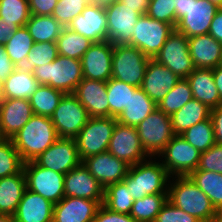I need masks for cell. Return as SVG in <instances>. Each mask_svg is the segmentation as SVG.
I'll return each mask as SVG.
<instances>
[{
  "mask_svg": "<svg viewBox=\"0 0 222 222\" xmlns=\"http://www.w3.org/2000/svg\"><path fill=\"white\" fill-rule=\"evenodd\" d=\"M26 189L24 171L0 178V214L13 216Z\"/></svg>",
  "mask_w": 222,
  "mask_h": 222,
  "instance_id": "28",
  "label": "cell"
},
{
  "mask_svg": "<svg viewBox=\"0 0 222 222\" xmlns=\"http://www.w3.org/2000/svg\"><path fill=\"white\" fill-rule=\"evenodd\" d=\"M154 59L180 78H187L195 68L189 53L188 38L176 30L169 35Z\"/></svg>",
  "mask_w": 222,
  "mask_h": 222,
  "instance_id": "13",
  "label": "cell"
},
{
  "mask_svg": "<svg viewBox=\"0 0 222 222\" xmlns=\"http://www.w3.org/2000/svg\"><path fill=\"white\" fill-rule=\"evenodd\" d=\"M50 118L59 138H75L87 123L89 115L73 94H65Z\"/></svg>",
  "mask_w": 222,
  "mask_h": 222,
  "instance_id": "12",
  "label": "cell"
},
{
  "mask_svg": "<svg viewBox=\"0 0 222 222\" xmlns=\"http://www.w3.org/2000/svg\"><path fill=\"white\" fill-rule=\"evenodd\" d=\"M157 108V104L139 87L131 94L127 108L116 119L120 124L137 127Z\"/></svg>",
  "mask_w": 222,
  "mask_h": 222,
  "instance_id": "29",
  "label": "cell"
},
{
  "mask_svg": "<svg viewBox=\"0 0 222 222\" xmlns=\"http://www.w3.org/2000/svg\"><path fill=\"white\" fill-rule=\"evenodd\" d=\"M92 3L94 0H58L52 16L63 27H67L75 17L84 11L88 4Z\"/></svg>",
  "mask_w": 222,
  "mask_h": 222,
  "instance_id": "45",
  "label": "cell"
},
{
  "mask_svg": "<svg viewBox=\"0 0 222 222\" xmlns=\"http://www.w3.org/2000/svg\"><path fill=\"white\" fill-rule=\"evenodd\" d=\"M104 7L107 16V40L112 45H130L134 26L141 14L126 7L120 0Z\"/></svg>",
  "mask_w": 222,
  "mask_h": 222,
  "instance_id": "14",
  "label": "cell"
},
{
  "mask_svg": "<svg viewBox=\"0 0 222 222\" xmlns=\"http://www.w3.org/2000/svg\"><path fill=\"white\" fill-rule=\"evenodd\" d=\"M101 205L97 200L64 196L53 207V222H93Z\"/></svg>",
  "mask_w": 222,
  "mask_h": 222,
  "instance_id": "24",
  "label": "cell"
},
{
  "mask_svg": "<svg viewBox=\"0 0 222 222\" xmlns=\"http://www.w3.org/2000/svg\"><path fill=\"white\" fill-rule=\"evenodd\" d=\"M180 79L169 68L150 59L140 88L158 105Z\"/></svg>",
  "mask_w": 222,
  "mask_h": 222,
  "instance_id": "21",
  "label": "cell"
},
{
  "mask_svg": "<svg viewBox=\"0 0 222 222\" xmlns=\"http://www.w3.org/2000/svg\"><path fill=\"white\" fill-rule=\"evenodd\" d=\"M150 58L130 45H113L112 78L141 87Z\"/></svg>",
  "mask_w": 222,
  "mask_h": 222,
  "instance_id": "7",
  "label": "cell"
},
{
  "mask_svg": "<svg viewBox=\"0 0 222 222\" xmlns=\"http://www.w3.org/2000/svg\"><path fill=\"white\" fill-rule=\"evenodd\" d=\"M192 99L193 94L187 78H181L157 107L171 116Z\"/></svg>",
  "mask_w": 222,
  "mask_h": 222,
  "instance_id": "41",
  "label": "cell"
},
{
  "mask_svg": "<svg viewBox=\"0 0 222 222\" xmlns=\"http://www.w3.org/2000/svg\"><path fill=\"white\" fill-rule=\"evenodd\" d=\"M14 70V64L6 53L5 46L0 45V80L4 81Z\"/></svg>",
  "mask_w": 222,
  "mask_h": 222,
  "instance_id": "52",
  "label": "cell"
},
{
  "mask_svg": "<svg viewBox=\"0 0 222 222\" xmlns=\"http://www.w3.org/2000/svg\"><path fill=\"white\" fill-rule=\"evenodd\" d=\"M58 139L51 118L36 114L11 138L24 162L35 160Z\"/></svg>",
  "mask_w": 222,
  "mask_h": 222,
  "instance_id": "1",
  "label": "cell"
},
{
  "mask_svg": "<svg viewBox=\"0 0 222 222\" xmlns=\"http://www.w3.org/2000/svg\"><path fill=\"white\" fill-rule=\"evenodd\" d=\"M116 122L115 117H89L85 126L74 138L82 161L108 150Z\"/></svg>",
  "mask_w": 222,
  "mask_h": 222,
  "instance_id": "6",
  "label": "cell"
},
{
  "mask_svg": "<svg viewBox=\"0 0 222 222\" xmlns=\"http://www.w3.org/2000/svg\"><path fill=\"white\" fill-rule=\"evenodd\" d=\"M34 115L27 99H3L0 102V132L3 138L11 139Z\"/></svg>",
  "mask_w": 222,
  "mask_h": 222,
  "instance_id": "22",
  "label": "cell"
},
{
  "mask_svg": "<svg viewBox=\"0 0 222 222\" xmlns=\"http://www.w3.org/2000/svg\"><path fill=\"white\" fill-rule=\"evenodd\" d=\"M4 99L3 81L0 80V102Z\"/></svg>",
  "mask_w": 222,
  "mask_h": 222,
  "instance_id": "61",
  "label": "cell"
},
{
  "mask_svg": "<svg viewBox=\"0 0 222 222\" xmlns=\"http://www.w3.org/2000/svg\"><path fill=\"white\" fill-rule=\"evenodd\" d=\"M26 187L54 205L64 196V174L39 166L34 160L24 162Z\"/></svg>",
  "mask_w": 222,
  "mask_h": 222,
  "instance_id": "10",
  "label": "cell"
},
{
  "mask_svg": "<svg viewBox=\"0 0 222 222\" xmlns=\"http://www.w3.org/2000/svg\"><path fill=\"white\" fill-rule=\"evenodd\" d=\"M175 178L177 179L167 188L168 201L199 221L209 222L216 214L209 197L189 176Z\"/></svg>",
  "mask_w": 222,
  "mask_h": 222,
  "instance_id": "2",
  "label": "cell"
},
{
  "mask_svg": "<svg viewBox=\"0 0 222 222\" xmlns=\"http://www.w3.org/2000/svg\"><path fill=\"white\" fill-rule=\"evenodd\" d=\"M58 56L56 42H37L27 57L14 64L16 70L33 73L35 68L53 62Z\"/></svg>",
  "mask_w": 222,
  "mask_h": 222,
  "instance_id": "33",
  "label": "cell"
},
{
  "mask_svg": "<svg viewBox=\"0 0 222 222\" xmlns=\"http://www.w3.org/2000/svg\"><path fill=\"white\" fill-rule=\"evenodd\" d=\"M108 152L129 166L144 162L149 156L143 149L137 128L116 122Z\"/></svg>",
  "mask_w": 222,
  "mask_h": 222,
  "instance_id": "15",
  "label": "cell"
},
{
  "mask_svg": "<svg viewBox=\"0 0 222 222\" xmlns=\"http://www.w3.org/2000/svg\"><path fill=\"white\" fill-rule=\"evenodd\" d=\"M189 177L209 197L216 211L222 210V174L194 170Z\"/></svg>",
  "mask_w": 222,
  "mask_h": 222,
  "instance_id": "34",
  "label": "cell"
},
{
  "mask_svg": "<svg viewBox=\"0 0 222 222\" xmlns=\"http://www.w3.org/2000/svg\"><path fill=\"white\" fill-rule=\"evenodd\" d=\"M105 188L81 163L64 175V194L67 197L97 200L104 203Z\"/></svg>",
  "mask_w": 222,
  "mask_h": 222,
  "instance_id": "18",
  "label": "cell"
},
{
  "mask_svg": "<svg viewBox=\"0 0 222 222\" xmlns=\"http://www.w3.org/2000/svg\"><path fill=\"white\" fill-rule=\"evenodd\" d=\"M33 75L40 85L72 94L83 80L81 60L58 55L53 62L36 67Z\"/></svg>",
  "mask_w": 222,
  "mask_h": 222,
  "instance_id": "5",
  "label": "cell"
},
{
  "mask_svg": "<svg viewBox=\"0 0 222 222\" xmlns=\"http://www.w3.org/2000/svg\"><path fill=\"white\" fill-rule=\"evenodd\" d=\"M210 117L213 122L215 142L222 145V104L210 110Z\"/></svg>",
  "mask_w": 222,
  "mask_h": 222,
  "instance_id": "51",
  "label": "cell"
},
{
  "mask_svg": "<svg viewBox=\"0 0 222 222\" xmlns=\"http://www.w3.org/2000/svg\"><path fill=\"white\" fill-rule=\"evenodd\" d=\"M188 47L195 68L214 69L222 64V43L209 33L188 38Z\"/></svg>",
  "mask_w": 222,
  "mask_h": 222,
  "instance_id": "25",
  "label": "cell"
},
{
  "mask_svg": "<svg viewBox=\"0 0 222 222\" xmlns=\"http://www.w3.org/2000/svg\"><path fill=\"white\" fill-rule=\"evenodd\" d=\"M214 39L222 43V8L215 14L208 32Z\"/></svg>",
  "mask_w": 222,
  "mask_h": 222,
  "instance_id": "53",
  "label": "cell"
},
{
  "mask_svg": "<svg viewBox=\"0 0 222 222\" xmlns=\"http://www.w3.org/2000/svg\"><path fill=\"white\" fill-rule=\"evenodd\" d=\"M30 15L28 0H0V20L24 27Z\"/></svg>",
  "mask_w": 222,
  "mask_h": 222,
  "instance_id": "44",
  "label": "cell"
},
{
  "mask_svg": "<svg viewBox=\"0 0 222 222\" xmlns=\"http://www.w3.org/2000/svg\"><path fill=\"white\" fill-rule=\"evenodd\" d=\"M82 164L104 188L110 184L121 182L129 169L128 164L108 151L85 158Z\"/></svg>",
  "mask_w": 222,
  "mask_h": 222,
  "instance_id": "20",
  "label": "cell"
},
{
  "mask_svg": "<svg viewBox=\"0 0 222 222\" xmlns=\"http://www.w3.org/2000/svg\"><path fill=\"white\" fill-rule=\"evenodd\" d=\"M72 94L86 108L89 117H109L106 82L83 78Z\"/></svg>",
  "mask_w": 222,
  "mask_h": 222,
  "instance_id": "23",
  "label": "cell"
},
{
  "mask_svg": "<svg viewBox=\"0 0 222 222\" xmlns=\"http://www.w3.org/2000/svg\"><path fill=\"white\" fill-rule=\"evenodd\" d=\"M218 10L208 0H175V30L187 38L207 34Z\"/></svg>",
  "mask_w": 222,
  "mask_h": 222,
  "instance_id": "3",
  "label": "cell"
},
{
  "mask_svg": "<svg viewBox=\"0 0 222 222\" xmlns=\"http://www.w3.org/2000/svg\"><path fill=\"white\" fill-rule=\"evenodd\" d=\"M92 42L107 40V16L105 7L96 3L88 4L84 11L67 26Z\"/></svg>",
  "mask_w": 222,
  "mask_h": 222,
  "instance_id": "19",
  "label": "cell"
},
{
  "mask_svg": "<svg viewBox=\"0 0 222 222\" xmlns=\"http://www.w3.org/2000/svg\"><path fill=\"white\" fill-rule=\"evenodd\" d=\"M126 7H130L141 15L146 14L148 10L149 0H120Z\"/></svg>",
  "mask_w": 222,
  "mask_h": 222,
  "instance_id": "55",
  "label": "cell"
},
{
  "mask_svg": "<svg viewBox=\"0 0 222 222\" xmlns=\"http://www.w3.org/2000/svg\"><path fill=\"white\" fill-rule=\"evenodd\" d=\"M34 161L41 167L64 175L82 163L74 138H59Z\"/></svg>",
  "mask_w": 222,
  "mask_h": 222,
  "instance_id": "16",
  "label": "cell"
},
{
  "mask_svg": "<svg viewBox=\"0 0 222 222\" xmlns=\"http://www.w3.org/2000/svg\"><path fill=\"white\" fill-rule=\"evenodd\" d=\"M200 152L180 135H175L158 156L165 158L162 165L169 176H189L198 168Z\"/></svg>",
  "mask_w": 222,
  "mask_h": 222,
  "instance_id": "11",
  "label": "cell"
},
{
  "mask_svg": "<svg viewBox=\"0 0 222 222\" xmlns=\"http://www.w3.org/2000/svg\"><path fill=\"white\" fill-rule=\"evenodd\" d=\"M58 55L80 60L93 44L88 38L64 27L56 41Z\"/></svg>",
  "mask_w": 222,
  "mask_h": 222,
  "instance_id": "35",
  "label": "cell"
},
{
  "mask_svg": "<svg viewBox=\"0 0 222 222\" xmlns=\"http://www.w3.org/2000/svg\"><path fill=\"white\" fill-rule=\"evenodd\" d=\"M168 200V194L146 195L133 202L130 216L135 222H155V219Z\"/></svg>",
  "mask_w": 222,
  "mask_h": 222,
  "instance_id": "37",
  "label": "cell"
},
{
  "mask_svg": "<svg viewBox=\"0 0 222 222\" xmlns=\"http://www.w3.org/2000/svg\"><path fill=\"white\" fill-rule=\"evenodd\" d=\"M107 96L109 102V117L117 118L127 108L131 94L137 87L125 82L111 78L106 82Z\"/></svg>",
  "mask_w": 222,
  "mask_h": 222,
  "instance_id": "38",
  "label": "cell"
},
{
  "mask_svg": "<svg viewBox=\"0 0 222 222\" xmlns=\"http://www.w3.org/2000/svg\"><path fill=\"white\" fill-rule=\"evenodd\" d=\"M116 1L117 0H94V3H96L98 5L106 6V5L114 3Z\"/></svg>",
  "mask_w": 222,
  "mask_h": 222,
  "instance_id": "59",
  "label": "cell"
},
{
  "mask_svg": "<svg viewBox=\"0 0 222 222\" xmlns=\"http://www.w3.org/2000/svg\"><path fill=\"white\" fill-rule=\"evenodd\" d=\"M136 128L143 149L149 156L159 154L175 136L170 115L159 108L148 115Z\"/></svg>",
  "mask_w": 222,
  "mask_h": 222,
  "instance_id": "9",
  "label": "cell"
},
{
  "mask_svg": "<svg viewBox=\"0 0 222 222\" xmlns=\"http://www.w3.org/2000/svg\"><path fill=\"white\" fill-rule=\"evenodd\" d=\"M93 222H135V220L129 214L114 212L102 204Z\"/></svg>",
  "mask_w": 222,
  "mask_h": 222,
  "instance_id": "49",
  "label": "cell"
},
{
  "mask_svg": "<svg viewBox=\"0 0 222 222\" xmlns=\"http://www.w3.org/2000/svg\"><path fill=\"white\" fill-rule=\"evenodd\" d=\"M39 85L33 73L15 69L3 81L4 99L29 100Z\"/></svg>",
  "mask_w": 222,
  "mask_h": 222,
  "instance_id": "31",
  "label": "cell"
},
{
  "mask_svg": "<svg viewBox=\"0 0 222 222\" xmlns=\"http://www.w3.org/2000/svg\"><path fill=\"white\" fill-rule=\"evenodd\" d=\"M53 207L49 200L26 189L13 217L15 222H53Z\"/></svg>",
  "mask_w": 222,
  "mask_h": 222,
  "instance_id": "26",
  "label": "cell"
},
{
  "mask_svg": "<svg viewBox=\"0 0 222 222\" xmlns=\"http://www.w3.org/2000/svg\"><path fill=\"white\" fill-rule=\"evenodd\" d=\"M171 176L162 163L147 161L129 166L126 177L122 180L134 200L141 199L146 195L167 194V180ZM166 187V189H165ZM165 189V190H164Z\"/></svg>",
  "mask_w": 222,
  "mask_h": 222,
  "instance_id": "4",
  "label": "cell"
},
{
  "mask_svg": "<svg viewBox=\"0 0 222 222\" xmlns=\"http://www.w3.org/2000/svg\"><path fill=\"white\" fill-rule=\"evenodd\" d=\"M24 161L11 139L0 140V178L23 171Z\"/></svg>",
  "mask_w": 222,
  "mask_h": 222,
  "instance_id": "42",
  "label": "cell"
},
{
  "mask_svg": "<svg viewBox=\"0 0 222 222\" xmlns=\"http://www.w3.org/2000/svg\"><path fill=\"white\" fill-rule=\"evenodd\" d=\"M18 28L19 26L16 23L0 20V45H5Z\"/></svg>",
  "mask_w": 222,
  "mask_h": 222,
  "instance_id": "54",
  "label": "cell"
},
{
  "mask_svg": "<svg viewBox=\"0 0 222 222\" xmlns=\"http://www.w3.org/2000/svg\"><path fill=\"white\" fill-rule=\"evenodd\" d=\"M34 41L26 26L19 27L5 43V50L10 60L15 64L27 57L33 47Z\"/></svg>",
  "mask_w": 222,
  "mask_h": 222,
  "instance_id": "43",
  "label": "cell"
},
{
  "mask_svg": "<svg viewBox=\"0 0 222 222\" xmlns=\"http://www.w3.org/2000/svg\"><path fill=\"white\" fill-rule=\"evenodd\" d=\"M210 110L204 103L196 99L190 100L170 116L174 134L180 135L195 124L208 119Z\"/></svg>",
  "mask_w": 222,
  "mask_h": 222,
  "instance_id": "30",
  "label": "cell"
},
{
  "mask_svg": "<svg viewBox=\"0 0 222 222\" xmlns=\"http://www.w3.org/2000/svg\"><path fill=\"white\" fill-rule=\"evenodd\" d=\"M155 222H201L196 217L173 205L170 201L164 204Z\"/></svg>",
  "mask_w": 222,
  "mask_h": 222,
  "instance_id": "48",
  "label": "cell"
},
{
  "mask_svg": "<svg viewBox=\"0 0 222 222\" xmlns=\"http://www.w3.org/2000/svg\"><path fill=\"white\" fill-rule=\"evenodd\" d=\"M0 222H15L12 215L0 214Z\"/></svg>",
  "mask_w": 222,
  "mask_h": 222,
  "instance_id": "58",
  "label": "cell"
},
{
  "mask_svg": "<svg viewBox=\"0 0 222 222\" xmlns=\"http://www.w3.org/2000/svg\"><path fill=\"white\" fill-rule=\"evenodd\" d=\"M113 45L108 40L93 42L81 57L83 78L107 82L112 78Z\"/></svg>",
  "mask_w": 222,
  "mask_h": 222,
  "instance_id": "17",
  "label": "cell"
},
{
  "mask_svg": "<svg viewBox=\"0 0 222 222\" xmlns=\"http://www.w3.org/2000/svg\"><path fill=\"white\" fill-rule=\"evenodd\" d=\"M58 0H28L31 15H52Z\"/></svg>",
  "mask_w": 222,
  "mask_h": 222,
  "instance_id": "50",
  "label": "cell"
},
{
  "mask_svg": "<svg viewBox=\"0 0 222 222\" xmlns=\"http://www.w3.org/2000/svg\"><path fill=\"white\" fill-rule=\"evenodd\" d=\"M180 136L200 153L205 152L216 143L211 117L185 130Z\"/></svg>",
  "mask_w": 222,
  "mask_h": 222,
  "instance_id": "40",
  "label": "cell"
},
{
  "mask_svg": "<svg viewBox=\"0 0 222 222\" xmlns=\"http://www.w3.org/2000/svg\"><path fill=\"white\" fill-rule=\"evenodd\" d=\"M213 78L222 101V64L213 69Z\"/></svg>",
  "mask_w": 222,
  "mask_h": 222,
  "instance_id": "56",
  "label": "cell"
},
{
  "mask_svg": "<svg viewBox=\"0 0 222 222\" xmlns=\"http://www.w3.org/2000/svg\"><path fill=\"white\" fill-rule=\"evenodd\" d=\"M208 1L217 6L218 8H222V0H208Z\"/></svg>",
  "mask_w": 222,
  "mask_h": 222,
  "instance_id": "60",
  "label": "cell"
},
{
  "mask_svg": "<svg viewBox=\"0 0 222 222\" xmlns=\"http://www.w3.org/2000/svg\"><path fill=\"white\" fill-rule=\"evenodd\" d=\"M187 80L192 90L193 99L204 103L209 109L222 104L214 82L213 69L194 68Z\"/></svg>",
  "mask_w": 222,
  "mask_h": 222,
  "instance_id": "27",
  "label": "cell"
},
{
  "mask_svg": "<svg viewBox=\"0 0 222 222\" xmlns=\"http://www.w3.org/2000/svg\"><path fill=\"white\" fill-rule=\"evenodd\" d=\"M209 222H222V210L216 211V214L210 219Z\"/></svg>",
  "mask_w": 222,
  "mask_h": 222,
  "instance_id": "57",
  "label": "cell"
},
{
  "mask_svg": "<svg viewBox=\"0 0 222 222\" xmlns=\"http://www.w3.org/2000/svg\"><path fill=\"white\" fill-rule=\"evenodd\" d=\"M196 170H205L222 174V145L215 143L200 154V162Z\"/></svg>",
  "mask_w": 222,
  "mask_h": 222,
  "instance_id": "47",
  "label": "cell"
},
{
  "mask_svg": "<svg viewBox=\"0 0 222 222\" xmlns=\"http://www.w3.org/2000/svg\"><path fill=\"white\" fill-rule=\"evenodd\" d=\"M65 93L48 85H39L29 98L34 114L51 117Z\"/></svg>",
  "mask_w": 222,
  "mask_h": 222,
  "instance_id": "36",
  "label": "cell"
},
{
  "mask_svg": "<svg viewBox=\"0 0 222 222\" xmlns=\"http://www.w3.org/2000/svg\"><path fill=\"white\" fill-rule=\"evenodd\" d=\"M146 14L175 27V0H149Z\"/></svg>",
  "mask_w": 222,
  "mask_h": 222,
  "instance_id": "46",
  "label": "cell"
},
{
  "mask_svg": "<svg viewBox=\"0 0 222 222\" xmlns=\"http://www.w3.org/2000/svg\"><path fill=\"white\" fill-rule=\"evenodd\" d=\"M134 29L130 46L138 48L145 56L154 59L175 27L143 14L137 20Z\"/></svg>",
  "mask_w": 222,
  "mask_h": 222,
  "instance_id": "8",
  "label": "cell"
},
{
  "mask_svg": "<svg viewBox=\"0 0 222 222\" xmlns=\"http://www.w3.org/2000/svg\"><path fill=\"white\" fill-rule=\"evenodd\" d=\"M25 26L34 43L56 42L64 28L52 15H30Z\"/></svg>",
  "mask_w": 222,
  "mask_h": 222,
  "instance_id": "32",
  "label": "cell"
},
{
  "mask_svg": "<svg viewBox=\"0 0 222 222\" xmlns=\"http://www.w3.org/2000/svg\"><path fill=\"white\" fill-rule=\"evenodd\" d=\"M134 201L123 181L110 184L105 188L103 204L114 212L130 214Z\"/></svg>",
  "mask_w": 222,
  "mask_h": 222,
  "instance_id": "39",
  "label": "cell"
}]
</instances>
